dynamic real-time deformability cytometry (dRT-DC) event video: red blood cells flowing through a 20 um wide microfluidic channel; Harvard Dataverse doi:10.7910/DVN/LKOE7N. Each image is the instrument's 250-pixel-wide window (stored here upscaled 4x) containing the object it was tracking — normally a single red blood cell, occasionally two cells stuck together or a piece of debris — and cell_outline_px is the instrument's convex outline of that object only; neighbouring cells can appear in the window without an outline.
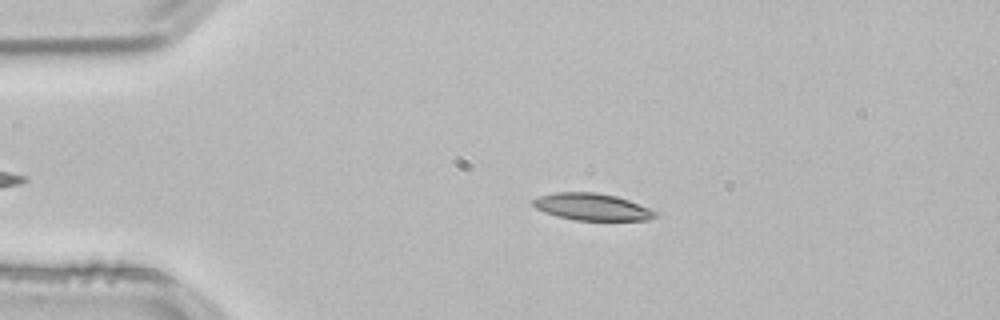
{"species": "common noctule bat (a hibernating species)", "species_latin": "Nyctalus noctula", "temperature_condition": "room temperature", "stored_images_in_passage": 45, "camera_frame_rate_fps": 3000, "um_per_image_px": 0.085, "animal": {"sex": "male", "body_mass_g": 21.5, "forearm_length_mm": 52.0}, "frame": {"image": 1, "passage_image": 10, "time_ms": 3.0, "image_size_px": [1000, 320], "cell_outline_px": [[656, 216], [648, 220], [576, 220], [556, 216], [544, 212], [536, 208], [532, 204], [532, 200], [540, 196], [552, 192], [596, 192], [616, 196], [628, 200], [648, 208], [656, 212]], "centroid_in_image_um": [50.28, 17.58], "position_along_channel_um": 34.7, "area_um2": 19.07}}
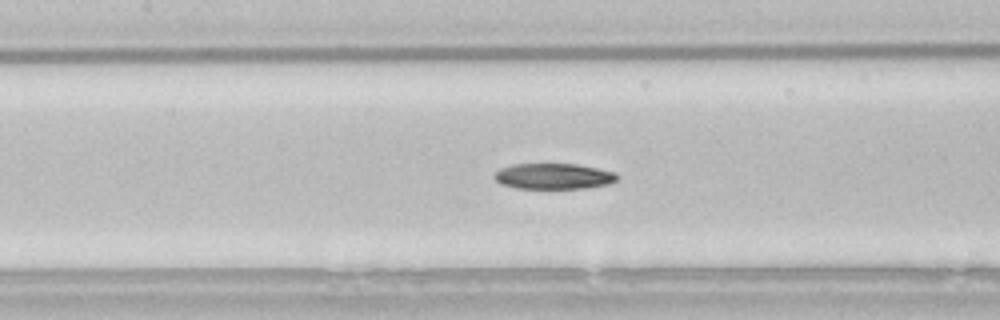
{"frame": {"image": 2, "passage_image": 23, "time_ms": 7.333, "image_size_px": [1000, 320], "cell_outline_px": [[620, 176], [616, 180], [608, 184], [584, 188], [516, 188], [500, 184], [492, 176], [500, 168], [512, 164], [576, 164], [616, 172]], "centroid_in_image_um": [47.04, 14.98], "position_along_channel_um": 160.4, "area_um2": 18.44}}
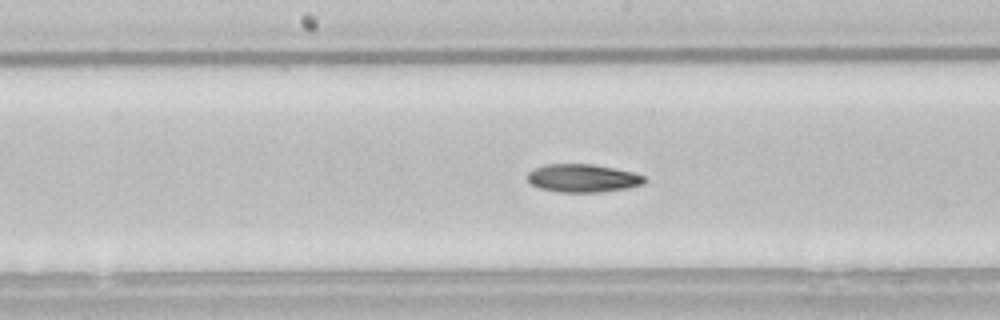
{"frame": {"image": 3, "passage_image": 26, "time_ms": 8.333, "image_size_px": [1000, 320], "cell_outline_px": [[648, 180], [644, 184], [628, 188], [600, 192], [560, 192], [540, 188], [532, 184], [528, 180], [528, 172], [544, 164], [592, 164], [632, 172], [644, 176]], "centroid_in_image_um": [49.56, 15.15], "position_along_channel_um": 198.6, "area_um2": 19.07}, "authors_computed_cell_mechanics": {"area_um2": 19.7098, "velocity_mm_per_s": 3.8355, "shape_relaxation_time_tau1_ms": 5.3816, "shape_relaxation_time_tau2_ms": null, "deformation_change_tau1": 0.1505, "deformation_change_tau2": null}}